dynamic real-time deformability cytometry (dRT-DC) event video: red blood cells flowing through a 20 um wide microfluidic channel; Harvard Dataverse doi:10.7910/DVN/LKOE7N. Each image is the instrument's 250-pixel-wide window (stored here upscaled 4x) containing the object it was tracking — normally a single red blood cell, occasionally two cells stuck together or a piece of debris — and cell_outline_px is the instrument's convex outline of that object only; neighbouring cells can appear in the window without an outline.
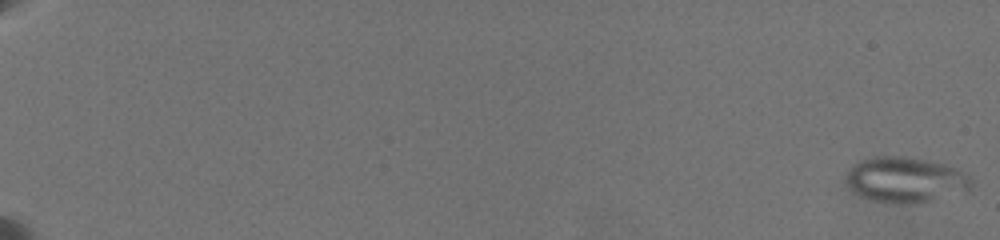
{"species": "common noctule bat (a hibernating species)", "species_latin": "Nyctalus noctula", "temperature_condition": "warm", "stored_images_in_passage": 16, "camera_frame_rate_fps": 3000, "um_per_image_px": 0.085, "animal": {"sex": "female", "body_mass_g": 19.5, "forearm_length_mm": 54.1}, "frame": {"image": 1, "passage_image": 1, "time_ms": 0.0, "image_size_px": [1000, 240], "cell_outline_px": [[976, 180], [972, 188], [968, 192], [932, 200], [900, 204], [868, 200], [852, 192], [848, 184], [848, 168], [860, 160], [876, 156], [904, 156], [944, 164], [956, 168], [972, 176]], "centroid_in_image_um": [77.02, 15.29], "position_along_channel_um": 8.0, "area_um2": 33.58}}
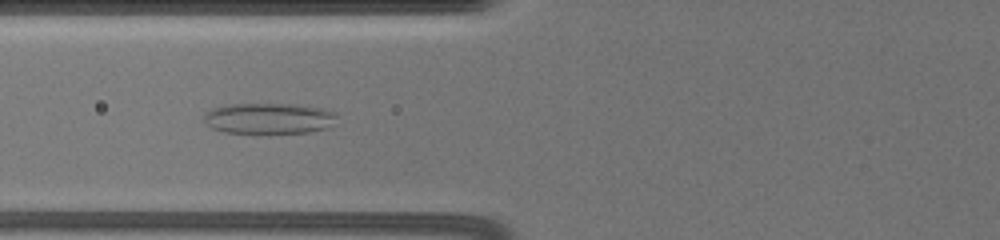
{"frame": {"image": 2, "passage_image": 14, "time_ms": 9.667, "image_size_px": [1000, 240], "cell_outline_px": [[336, 116], [332, 124], [324, 128], [308, 132], [268, 136], [224, 132], [212, 128], [204, 124], [204, 112], [212, 108], [224, 104], [296, 104], [320, 108], [336, 112]], "centroid_in_image_um": [22.78, 10.1], "position_along_channel_um": 103.0, "area_um2": 24.91}}
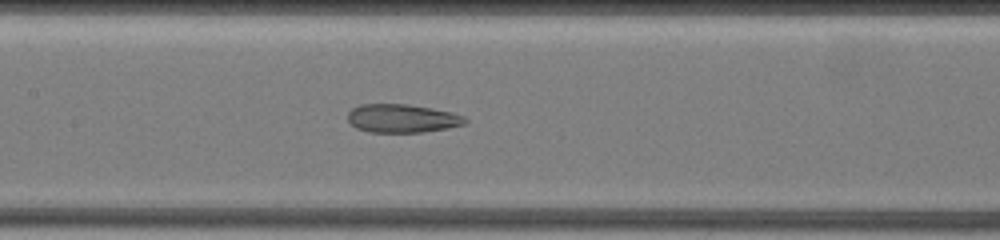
{"frame": {"image": 3, "passage_image": 16, "time_ms": 11.667, "image_size_px": [1000, 240], "cell_outline_px": [[468, 120], [464, 124], [448, 128], [424, 132], [368, 132], [356, 128], [348, 120], [348, 112], [352, 108], [360, 104], [408, 104], [432, 108], [452, 112], [464, 116]], "centroid_in_image_um": [34.18, 10.06], "position_along_channel_um": 173.2, "area_um2": 19.54}}